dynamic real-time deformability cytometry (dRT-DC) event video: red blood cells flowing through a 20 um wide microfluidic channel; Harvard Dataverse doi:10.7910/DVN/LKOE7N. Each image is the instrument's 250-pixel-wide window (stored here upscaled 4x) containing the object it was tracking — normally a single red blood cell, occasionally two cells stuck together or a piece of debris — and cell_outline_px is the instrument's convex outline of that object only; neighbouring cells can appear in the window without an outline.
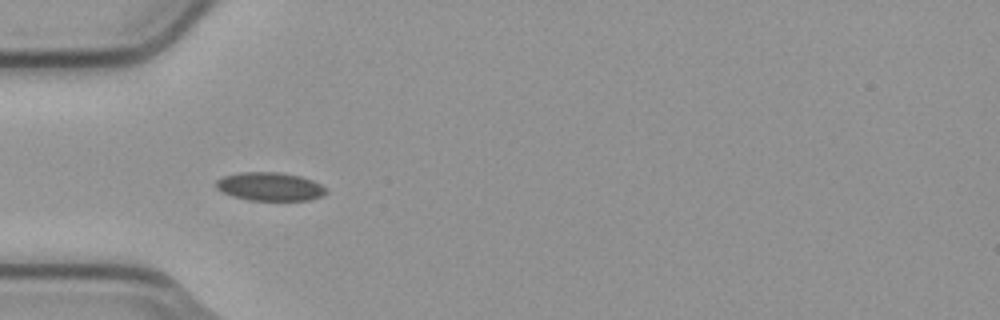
{"species": "common noctule bat (a hibernating species)", "species_latin": "Nyctalus noctula", "temperature_condition": "cold", "stored_images_in_passage": 6, "camera_frame_rate_fps": 3000, "um_per_image_px": 0.085, "animal": {"sex": "male", "body_mass_g": 23.1, "forearm_length_mm": 52.7}, "frame": {"image": 1, "passage_image": 5, "time_ms": 1.333, "image_size_px": [1000, 320], "cell_outline_px": [[328, 192], [324, 196], [308, 200], [248, 200], [232, 196], [216, 188], [216, 180], [224, 176], [240, 172], [280, 172], [300, 176], [312, 180], [328, 188]], "centroid_in_image_um": [22.98, 15.86], "position_along_channel_um": 62.0, "area_um2": 18.32}}
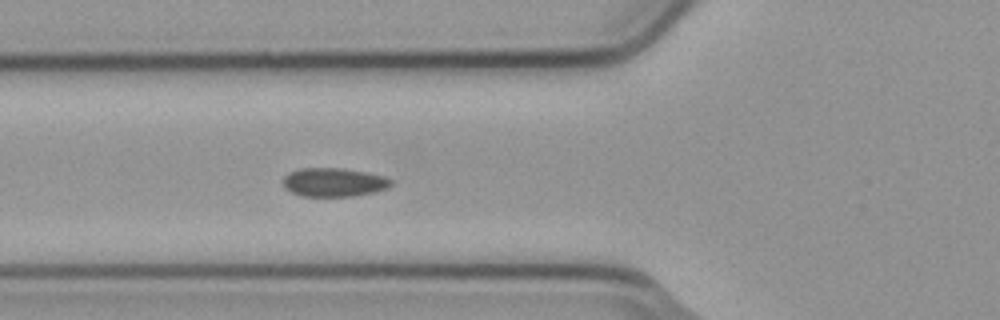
{"frame": {"image": 2, "passage_image": 6, "time_ms": 1.667, "image_size_px": [1000, 320], "cell_outline_px": [[392, 184], [388, 188], [372, 192], [352, 196], [300, 196], [284, 188], [284, 176], [288, 172], [300, 168], [344, 168], [384, 176], [392, 180]], "centroid_in_image_um": [28.35, 15.49], "position_along_channel_um": 97.4, "area_um2": 18.03}}